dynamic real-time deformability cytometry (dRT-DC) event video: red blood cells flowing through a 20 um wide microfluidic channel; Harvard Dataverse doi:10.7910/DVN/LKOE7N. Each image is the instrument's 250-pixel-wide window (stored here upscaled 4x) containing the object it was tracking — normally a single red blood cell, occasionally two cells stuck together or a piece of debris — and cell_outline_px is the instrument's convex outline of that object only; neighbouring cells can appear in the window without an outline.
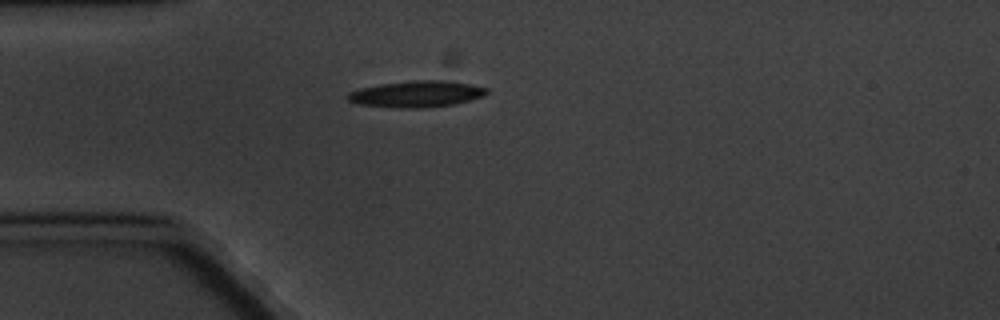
{"species": "common noctule bat (a hibernating species)", "species_latin": "Nyctalus noctula", "temperature_condition": "cold", "stored_images_in_passage": 8, "camera_frame_rate_fps": 3000, "um_per_image_px": 0.085, "animal": {"sex": "male", "body_mass_g": 20.1, "forearm_length_mm": 53.5}, "frame": {"image": 1, "passage_image": 1, "time_ms": 0.0, "image_size_px": [1000, 320], "cell_outline_px": [[488, 92], [484, 96], [456, 104], [420, 108], [400, 108], [356, 104], [348, 100], [344, 96], [348, 92], [360, 88], [380, 84], [412, 80], [444, 80], [468, 84], [488, 88]], "centroid_in_image_um": [35.37, 7.99], "position_along_channel_um": 49.6, "area_um2": 21.5}}